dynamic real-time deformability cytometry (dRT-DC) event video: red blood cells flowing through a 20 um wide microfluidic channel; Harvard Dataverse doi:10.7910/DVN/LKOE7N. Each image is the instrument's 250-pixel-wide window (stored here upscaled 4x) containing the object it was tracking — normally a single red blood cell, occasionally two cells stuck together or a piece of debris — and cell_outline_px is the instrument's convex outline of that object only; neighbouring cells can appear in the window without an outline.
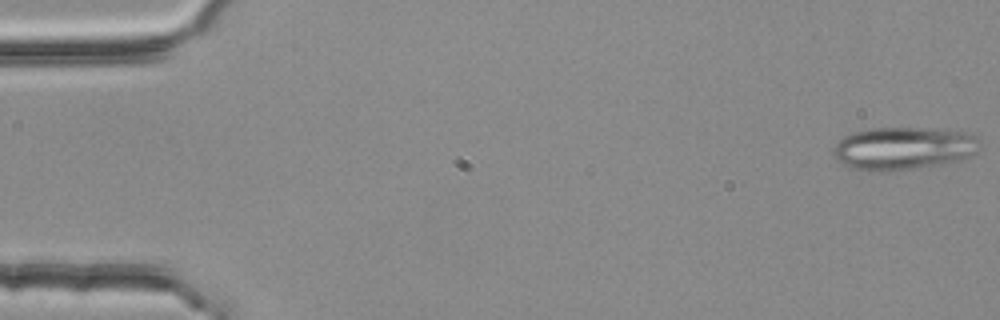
{"species": "common noctule bat (a hibernating species)", "species_latin": "Nyctalus noctula", "temperature_condition": "room temperature", "stored_images_in_passage": 4, "camera_frame_rate_fps": 3000, "um_per_image_px": 0.085, "animal": {"sex": "female", "body_mass_g": 25.1}, "frame": {"image": 1, "passage_image": 1, "time_ms": 0.0, "image_size_px": [1000, 320], "cell_outline_px": [[984, 144], [976, 152], [960, 160], [888, 172], [848, 168], [836, 160], [832, 152], [832, 148], [844, 136], [852, 132], [868, 128], [932, 128], [964, 132], [980, 136]], "centroid_in_image_um": [76.8, 12.59], "position_along_channel_um": 8.2, "area_um2": 36.93}}